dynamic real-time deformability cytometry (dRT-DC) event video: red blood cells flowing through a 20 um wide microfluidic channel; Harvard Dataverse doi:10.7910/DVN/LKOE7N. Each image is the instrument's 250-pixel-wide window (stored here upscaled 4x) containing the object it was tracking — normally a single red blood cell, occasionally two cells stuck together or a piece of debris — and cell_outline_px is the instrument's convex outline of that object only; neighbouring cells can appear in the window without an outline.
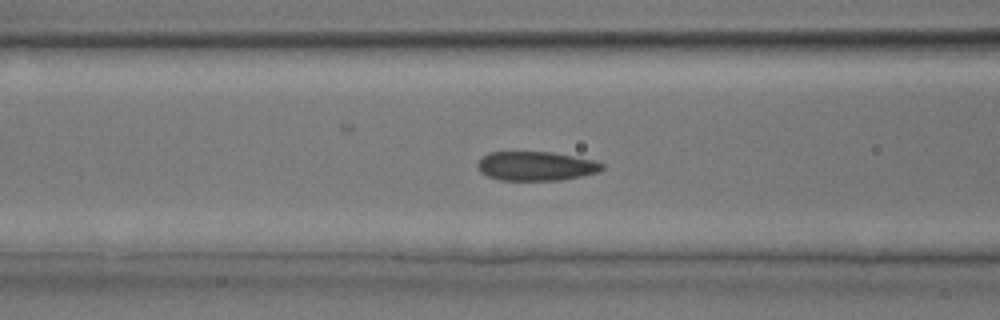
{"species": "common noctule bat (a hibernating species)", "species_latin": "Nyctalus noctula", "temperature_condition": "room temperature", "stored_images_in_passage": 31, "camera_frame_rate_fps": 3000, "um_per_image_px": 0.085, "animal": {"sex": "male", "body_mass_g": 17.9, "forearm_length_mm": 54.2}, "frame": {"image": 1, "passage_image": 7, "time_ms": 2.0, "image_size_px": [1000, 320], "cell_outline_px": [[604, 168], [600, 172], [560, 180], [500, 180], [488, 176], [480, 172], [476, 164], [488, 152], [552, 152], [592, 160], [604, 164]], "centroid_in_image_um": [45.55, 14.12], "position_along_channel_um": 121.0, "area_um2": 21.04}}
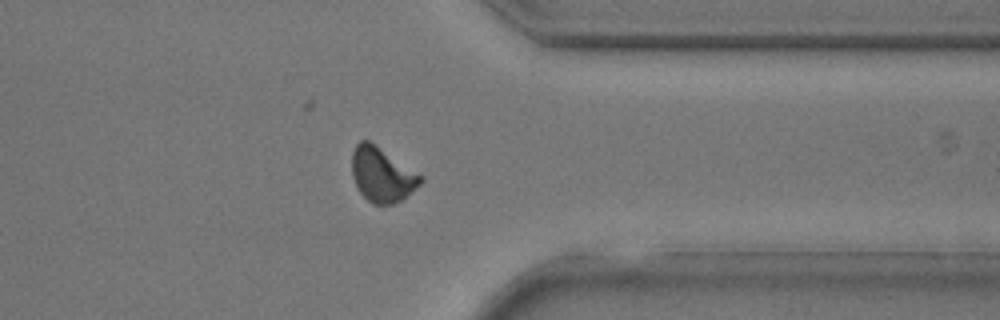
{"frame": {"image": 2, "passage_image": 22, "time_ms": 7.0, "image_size_px": [1000, 320], "cell_outline_px": [[424, 180], [420, 184], [400, 200], [392, 204], [372, 204], [360, 192], [352, 176], [352, 152], [356, 144], [360, 140], [368, 140], [424, 176]], "centroid_in_image_um": [32.46, 14.83], "position_along_channel_um": 378.9, "area_um2": 21.56}}
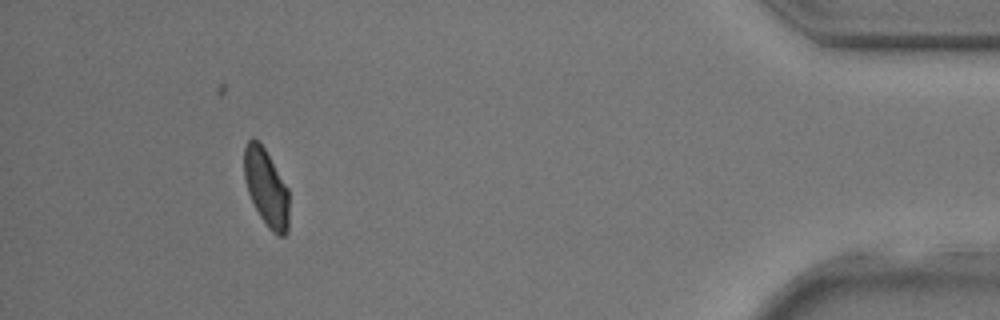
{"frame": {"image": 3, "passage_image": 27, "time_ms": 8.667, "image_size_px": [1000, 320], "cell_outline_px": [[288, 232], [284, 236], [276, 236], [268, 228], [260, 216], [248, 192], [244, 176], [244, 148], [248, 140], [252, 136], [264, 148], [288, 188]], "centroid_in_image_um": [22.63, 15.97], "position_along_channel_um": 412.6, "area_um2": 20.06}}